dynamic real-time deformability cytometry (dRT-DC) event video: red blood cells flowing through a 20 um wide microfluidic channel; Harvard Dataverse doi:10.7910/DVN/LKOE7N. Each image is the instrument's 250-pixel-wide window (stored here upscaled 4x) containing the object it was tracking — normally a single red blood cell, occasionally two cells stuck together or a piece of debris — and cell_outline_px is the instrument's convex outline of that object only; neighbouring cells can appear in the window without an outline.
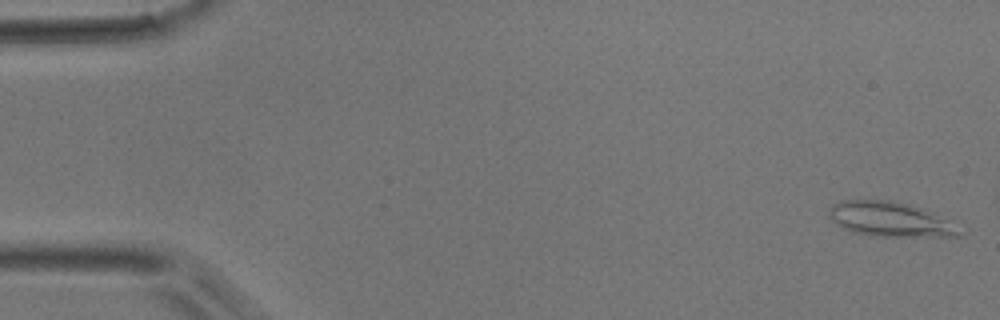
{"species": "common noctule bat (a hibernating species)", "species_latin": "Nyctalus noctula", "temperature_condition": "room temperature", "stored_images_in_passage": 11, "camera_frame_rate_fps": 3000, "um_per_image_px": 0.085, "animal": {"sex": "male", "body_mass_g": 17.9}, "frame": {"image": 1, "passage_image": 1, "time_ms": 0.0, "image_size_px": [1000, 320], "cell_outline_px": [[960, 236], [872, 236], [852, 232], [836, 224], [832, 220], [828, 212], [828, 208], [832, 204], [840, 200], [892, 200], [908, 204], [920, 208], [948, 220], [960, 232]], "centroid_in_image_um": [75.56, 18.63], "position_along_channel_um": 9.4, "area_um2": 26.01}}